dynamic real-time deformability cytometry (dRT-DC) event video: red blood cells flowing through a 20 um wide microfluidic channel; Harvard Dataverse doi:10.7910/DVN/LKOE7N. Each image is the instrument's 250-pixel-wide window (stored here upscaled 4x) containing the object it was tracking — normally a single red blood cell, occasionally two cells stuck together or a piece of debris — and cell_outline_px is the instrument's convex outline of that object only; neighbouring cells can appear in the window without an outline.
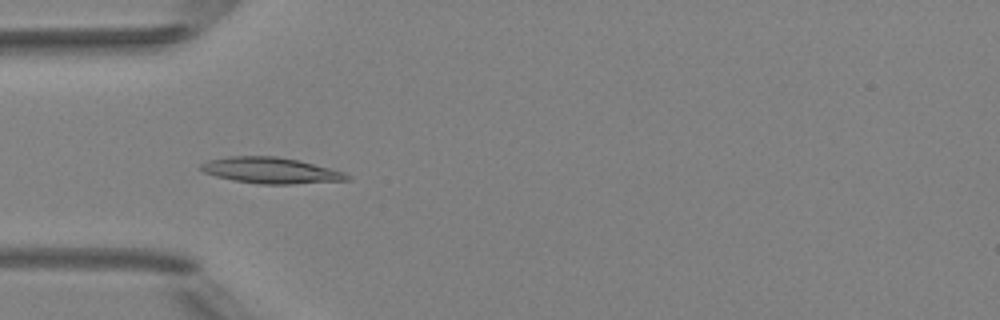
{"species": "Egyptian fruit bat (a non-hibernating species)", "species_latin": "Rousettus aegyptiacus", "temperature_condition": "room temperature", "stored_images_in_passage": 5, "camera_frame_rate_fps": 3000, "um_per_image_px": 0.085, "animal": {"sex": "female"}, "frame": {"image": 1, "passage_image": 5, "time_ms": 4.667, "image_size_px": [1000, 320], "cell_outline_px": [[352, 180], [292, 184], [260, 184], [232, 180], [216, 176], [204, 172], [200, 168], [200, 164], [208, 160], [228, 156], [276, 156], [296, 160], [344, 172], [352, 176]], "centroid_in_image_um": [23.01, 14.49], "position_along_channel_um": 62.0, "area_um2": 22.08}}